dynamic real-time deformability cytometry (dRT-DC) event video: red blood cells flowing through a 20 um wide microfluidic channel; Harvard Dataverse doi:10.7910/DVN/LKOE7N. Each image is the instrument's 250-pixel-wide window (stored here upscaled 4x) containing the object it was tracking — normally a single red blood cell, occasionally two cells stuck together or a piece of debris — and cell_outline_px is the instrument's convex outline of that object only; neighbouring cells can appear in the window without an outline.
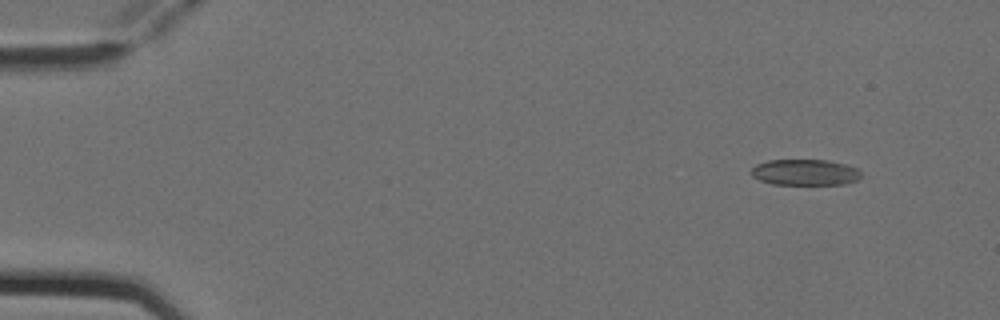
{"species": "Egyptian fruit bat (a non-hibernating species)", "species_latin": "Rousettus aegyptiacus", "temperature_condition": "cold", "stored_images_in_passage": 4, "camera_frame_rate_fps": 3000, "um_per_image_px": 0.085, "animal": {"sex": "female"}, "frame": {"image": 1, "passage_image": 2, "time_ms": 0.333, "image_size_px": [1000, 320], "cell_outline_px": [[860, 176], [856, 180], [844, 184], [772, 184], [760, 180], [752, 176], [752, 168], [756, 164], [768, 160], [828, 160], [844, 164], [856, 168], [860, 172]], "centroid_in_image_um": [68.4, 14.64], "position_along_channel_um": 16.6, "area_um2": 16.47}}
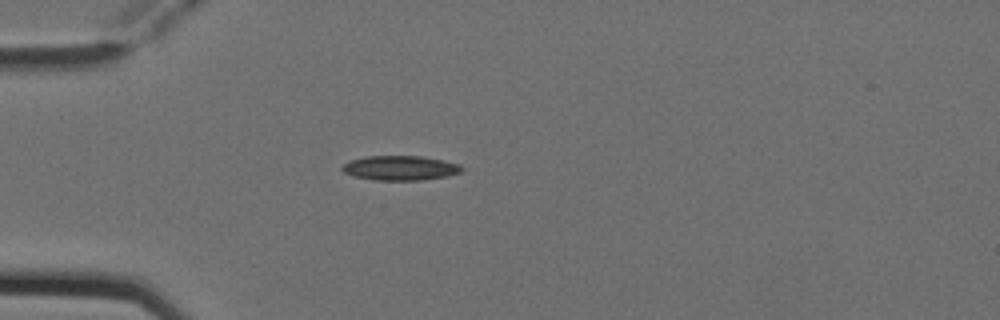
{"frame": {"image": 2, "passage_image": 4, "time_ms": 1.0, "image_size_px": [1000, 320], "cell_outline_px": [[464, 168], [460, 172], [448, 176], [424, 180], [372, 180], [352, 176], [344, 172], [340, 168], [344, 164], [352, 160], [364, 156], [420, 156], [460, 164]], "centroid_in_image_um": [34.0, 14.29], "position_along_channel_um": 51.0, "area_um2": 17.17}}